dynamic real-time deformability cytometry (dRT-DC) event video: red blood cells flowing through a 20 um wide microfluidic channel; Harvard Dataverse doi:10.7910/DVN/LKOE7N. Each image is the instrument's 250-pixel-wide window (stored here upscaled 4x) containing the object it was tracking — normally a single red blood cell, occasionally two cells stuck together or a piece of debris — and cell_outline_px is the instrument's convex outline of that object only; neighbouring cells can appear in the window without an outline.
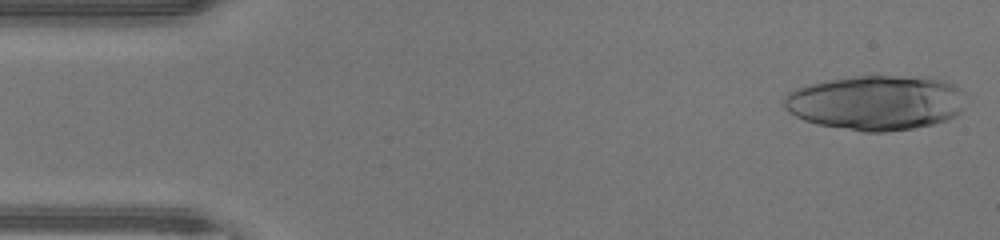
{"species": "human", "species_latin": "Homo sapiens", "temperature_condition": "warm", "stored_images_in_passage": 24, "segment_of_instrument_passage": [1, 2], "camera_frame_rate_fps": 3000, "um_per_image_px": 0.085, "donor": {"sex": "male"}, "frame": {"image": 1, "passage_image": 1, "time_ms": 0.0, "image_size_px": [1000, 240], "cell_outline_px": [[964, 92], [960, 112], [956, 116], [948, 120], [932, 124], [912, 128], [884, 132], [864, 132], [816, 124], [804, 120], [788, 112], [784, 108], [784, 96], [788, 92], [796, 88], [808, 84], [828, 80], [856, 76], [928, 76], [944, 80], [956, 84], [964, 88]], "centroid_in_image_um": [74.49, 8.71], "position_along_channel_um": 10.5, "area_um2": 58.67}}
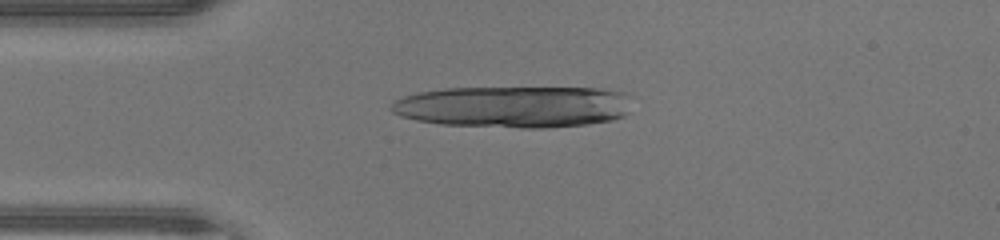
{"frame": {"image": 2, "passage_image": 10, "time_ms": 3.0, "image_size_px": [1000, 240], "cell_outline_px": [[632, 96], [624, 116], [612, 120], [588, 124], [548, 128], [520, 128], [440, 124], [416, 120], [400, 116], [392, 112], [388, 108], [392, 100], [416, 92], [444, 88], [604, 88], [628, 92]], "centroid_in_image_um": [43.66, 9.07], "position_along_channel_um": 41.3, "area_um2": 59.3}}